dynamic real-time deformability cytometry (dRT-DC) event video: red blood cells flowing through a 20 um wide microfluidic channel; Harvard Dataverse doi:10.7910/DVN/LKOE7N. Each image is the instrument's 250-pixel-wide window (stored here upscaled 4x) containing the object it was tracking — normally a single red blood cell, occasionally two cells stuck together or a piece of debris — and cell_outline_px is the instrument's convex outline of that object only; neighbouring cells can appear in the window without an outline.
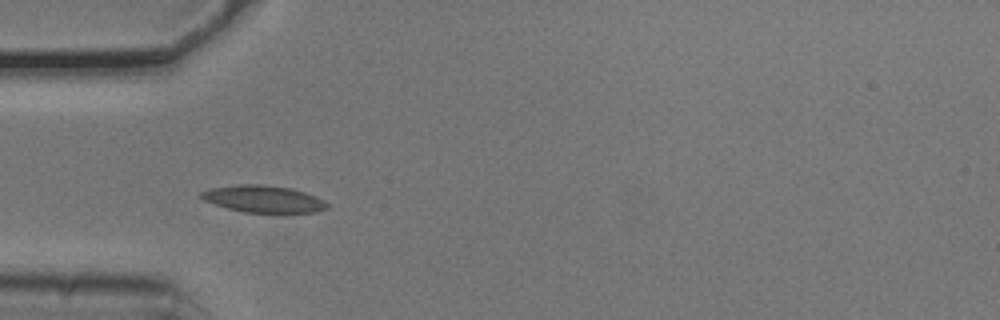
{"species": "common noctule bat (a hibernating species)", "species_latin": "Nyctalus noctula", "temperature_condition": "cold", "stored_images_in_passage": 6, "camera_frame_rate_fps": 3000, "um_per_image_px": 0.085, "animal": {"sex": "male", "body_mass_g": 20.5, "forearm_length_mm": 52.5}, "frame": {"image": 1, "passage_image": 5, "time_ms": 1.333, "image_size_px": [1000, 320], "cell_outline_px": [[328, 208], [316, 212], [244, 212], [228, 208], [204, 200], [200, 196], [200, 192], [208, 188], [240, 184], [264, 184], [292, 188], [316, 196], [324, 200], [328, 204]], "centroid_in_image_um": [22.39, 16.89], "position_along_channel_um": 62.6, "area_um2": 19.77}}
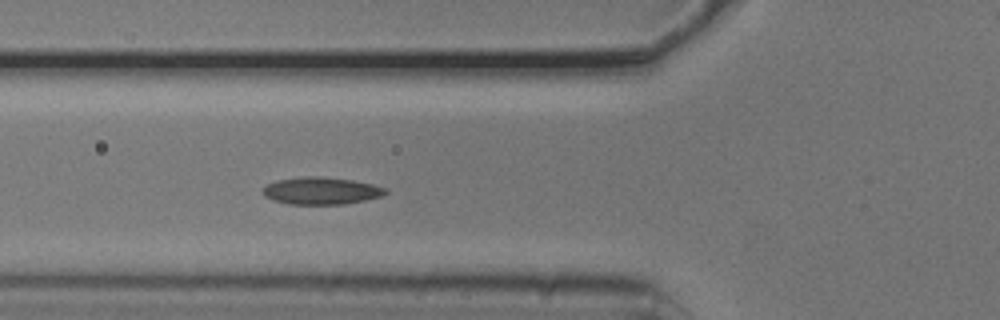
{"frame": {"image": 2, "passage_image": 6, "time_ms": 1.667, "image_size_px": [1000, 320], "cell_outline_px": [[388, 192], [380, 196], [364, 200], [344, 204], [288, 204], [272, 200], [264, 196], [264, 188], [268, 184], [276, 180], [308, 176], [320, 176], [352, 180], [372, 184], [388, 188]], "centroid_in_image_um": [27.31, 16.21], "position_along_channel_um": 98.5, "area_um2": 19.36}}